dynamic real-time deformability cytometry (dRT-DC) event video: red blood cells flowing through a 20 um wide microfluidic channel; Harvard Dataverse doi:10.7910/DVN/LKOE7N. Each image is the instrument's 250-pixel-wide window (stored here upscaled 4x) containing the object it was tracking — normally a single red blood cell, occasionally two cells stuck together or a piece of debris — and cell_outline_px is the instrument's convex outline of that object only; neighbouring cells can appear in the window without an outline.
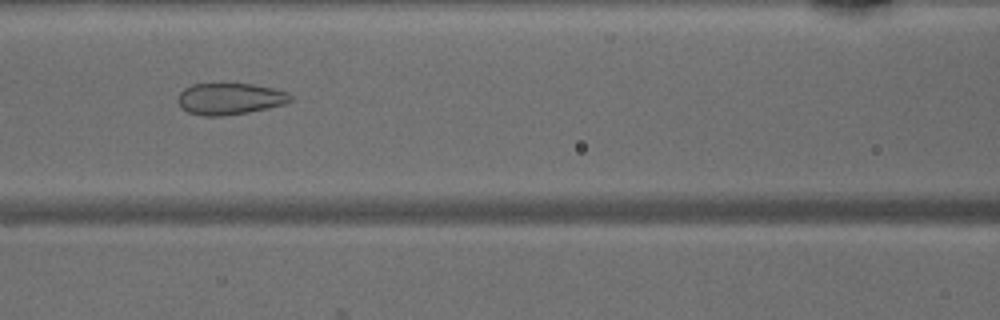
{"species": "common noctule bat (a hibernating species)", "species_latin": "Nyctalus noctula", "temperature_condition": "warm", "stored_images_in_passage": 34, "camera_frame_rate_fps": 3000, "um_per_image_px": 0.085, "animal": {"sex": "male", "body_mass_g": 15.6}, "frame": {"image": 1, "passage_image": 8, "time_ms": 2.333, "image_size_px": [1000, 320], "cell_outline_px": [[292, 100], [284, 104], [268, 108], [248, 112], [220, 116], [204, 116], [188, 112], [180, 108], [176, 100], [180, 92], [184, 88], [192, 84], [252, 84], [272, 88], [288, 92], [292, 96]], "centroid_in_image_um": [19.5, 8.4], "position_along_channel_um": 147.1, "area_um2": 20.75}}
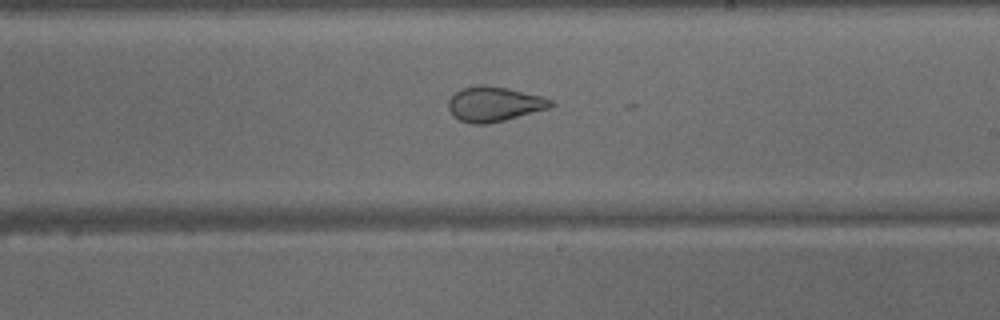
{"frame": {"image": 2, "passage_image": 15, "time_ms": 4.667, "image_size_px": [1000, 320], "cell_outline_px": [[556, 104], [552, 108], [488, 124], [472, 124], [460, 120], [448, 108], [448, 100], [460, 88], [476, 84], [484, 84], [508, 88], [544, 96], [552, 100]], "centroid_in_image_um": [42.05, 8.83], "position_along_channel_um": 246.9, "area_um2": 21.1}}
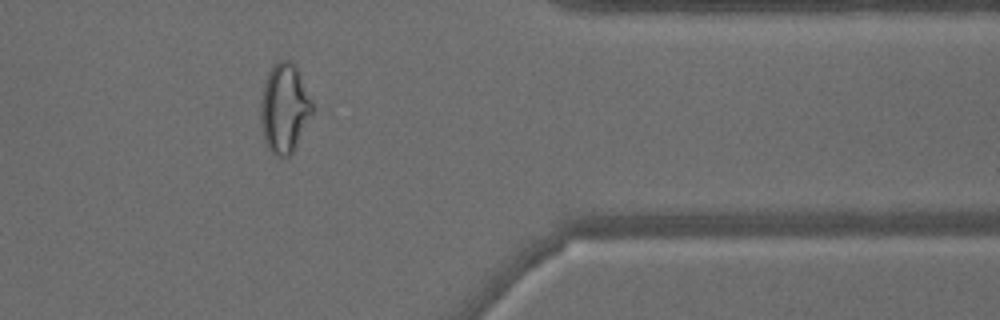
{"frame": {"image": 3, "passage_image": 26, "time_ms": 8.333, "image_size_px": [1000, 320], "cell_outline_px": [[312, 112], [292, 152], [288, 156], [276, 156], [268, 148], [264, 140], [260, 120], [260, 104], [264, 84], [268, 72], [280, 60], [288, 60], [296, 68], [312, 104]], "centroid_in_image_um": [24.13, 9.22], "position_along_channel_um": 387.3, "area_um2": 25.95}}